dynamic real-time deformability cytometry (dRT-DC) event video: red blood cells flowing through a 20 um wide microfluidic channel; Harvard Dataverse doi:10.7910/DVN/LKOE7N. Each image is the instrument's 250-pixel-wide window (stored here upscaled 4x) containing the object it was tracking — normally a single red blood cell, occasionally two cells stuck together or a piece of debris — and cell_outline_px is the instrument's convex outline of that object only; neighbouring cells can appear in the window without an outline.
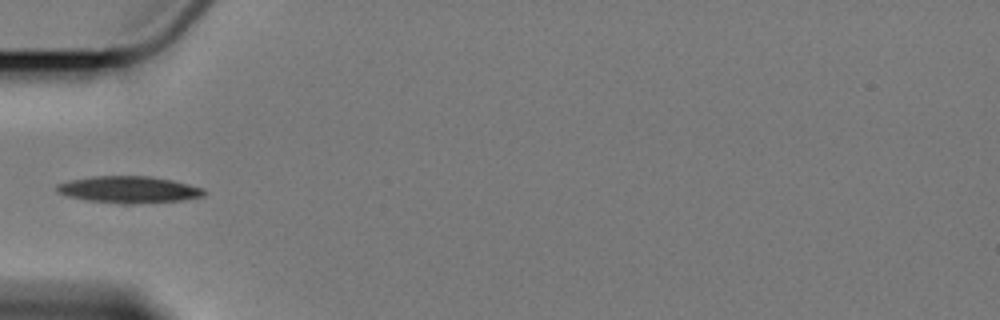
{"species": "Egyptian fruit bat (a non-hibernating species)", "species_latin": "Rousettus aegyptiacus", "temperature_condition": "cold", "stored_images_in_passage": 9, "camera_frame_rate_fps": 3000, "um_per_image_px": 0.085, "animal": {"sex": "female"}, "frame": {"image": 1, "passage_image": 4, "time_ms": 3.667, "image_size_px": [1000, 320], "cell_outline_px": [[208, 192], [204, 196], [184, 200], [132, 204], [120, 204], [88, 200], [68, 196], [56, 192], [56, 184], [68, 180], [92, 176], [152, 176], [172, 180], [204, 188]], "centroid_in_image_um": [10.96, 16.11], "position_along_channel_um": 74.0, "area_um2": 23.24}}
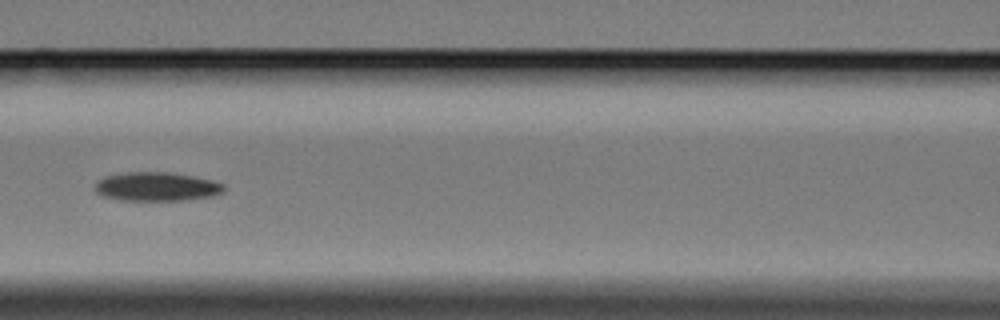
{"frame": {"image": 2, "passage_image": 6, "time_ms": 6.0, "image_size_px": [1000, 320], "cell_outline_px": [[224, 192], [212, 196], [180, 200], [124, 200], [104, 196], [96, 192], [96, 184], [104, 176], [128, 172], [168, 172], [192, 176], [212, 180], [224, 184]], "centroid_in_image_um": [13.34, 15.86], "position_along_channel_um": 153.3, "area_um2": 21.39}}
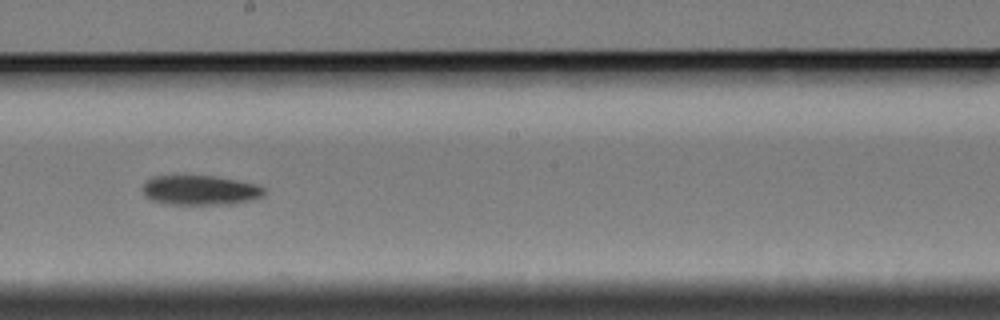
{"frame": {"image": 3, "passage_image": 8, "time_ms": 8.333, "image_size_px": [1000, 320], "cell_outline_px": [[264, 192], [260, 196], [252, 200], [232, 204], [168, 204], [152, 200], [144, 196], [140, 188], [144, 180], [152, 176], [212, 176], [236, 180], [256, 184], [264, 188]], "centroid_in_image_um": [16.93, 16.16], "position_along_channel_um": 231.3, "area_um2": 21.1}}